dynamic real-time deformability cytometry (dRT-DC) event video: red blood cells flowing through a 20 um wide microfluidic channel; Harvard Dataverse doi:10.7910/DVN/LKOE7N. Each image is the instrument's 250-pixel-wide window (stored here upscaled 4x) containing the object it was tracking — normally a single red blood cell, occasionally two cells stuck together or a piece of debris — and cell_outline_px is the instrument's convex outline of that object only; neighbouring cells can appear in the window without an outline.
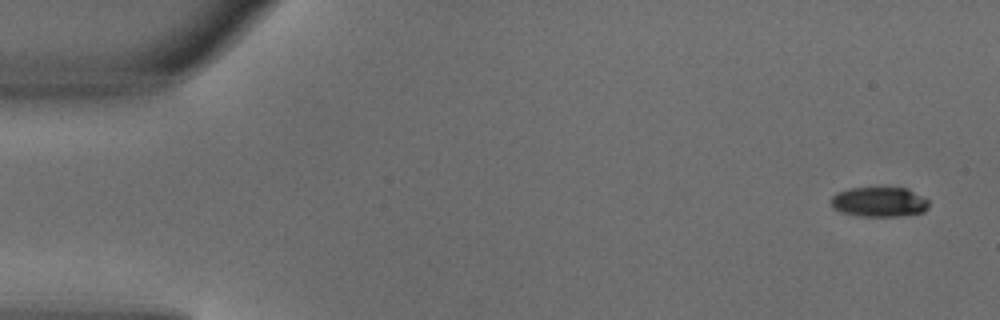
{"species": "common noctule bat (a hibernating species)", "species_latin": "Nyctalus noctula", "temperature_condition": "warm", "stored_images_in_passage": 3, "camera_frame_rate_fps": 3000, "um_per_image_px": 0.085, "animal": {"sex": "male", "body_mass_g": 18.8}, "frame": {"image": 1, "passage_image": 1, "time_ms": 0.0, "image_size_px": [1000, 320], "cell_outline_px": [[928, 208], [924, 212], [900, 216], [856, 216], [840, 212], [832, 208], [832, 196], [836, 192], [848, 188], [908, 188], [928, 200]], "centroid_in_image_um": [74.71, 17.17], "position_along_channel_um": 10.3, "area_um2": 17.11}}